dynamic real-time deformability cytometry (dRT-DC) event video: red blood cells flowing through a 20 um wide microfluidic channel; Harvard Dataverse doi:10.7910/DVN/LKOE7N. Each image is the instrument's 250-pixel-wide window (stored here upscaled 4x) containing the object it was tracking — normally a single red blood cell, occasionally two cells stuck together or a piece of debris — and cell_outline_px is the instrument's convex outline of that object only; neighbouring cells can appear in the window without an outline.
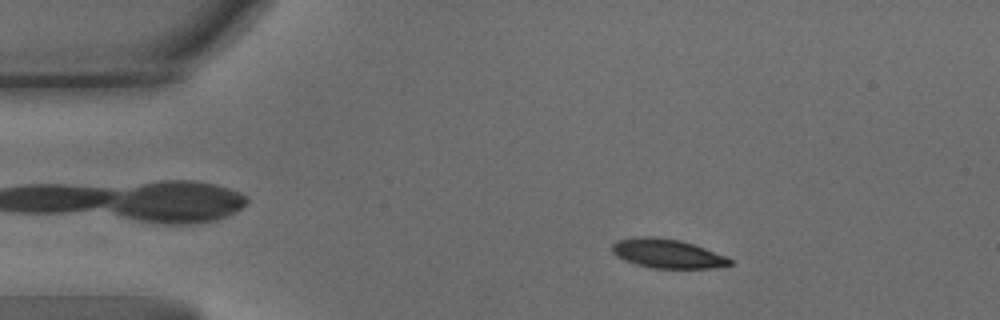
{"species": "common noctule bat (a hibernating species)", "species_latin": "Nyctalus noctula", "temperature_condition": "warm", "stored_images_in_passage": 62, "camera_frame_rate_fps": 3000, "um_per_image_px": 0.085, "animal": {"sex": "male", "body_mass_g": 15.6}, "frame": {"image": 1, "passage_image": 10, "time_ms": 3.0, "image_size_px": [1000, 320], "cell_outline_px": [[732, 264], [716, 268], [652, 268], [636, 264], [624, 260], [616, 256], [612, 252], [612, 244], [616, 240], [644, 236], [652, 236], [680, 240], [704, 248], [724, 256], [732, 260]], "centroid_in_image_um": [56.69, 21.55], "position_along_channel_um": 28.3, "area_um2": 19.83}}
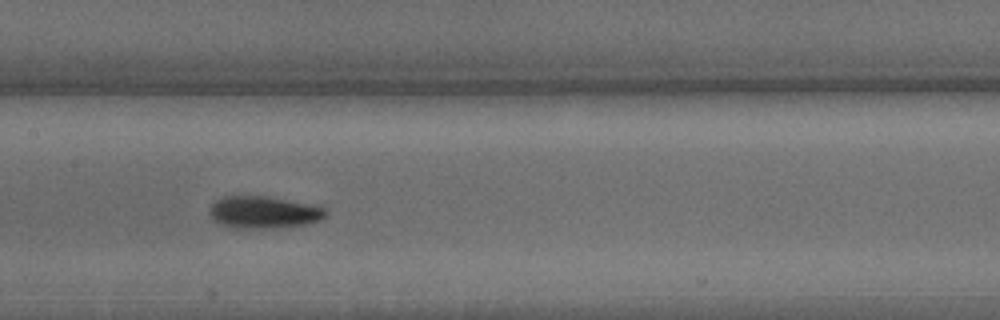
{"frame": {"image": 2, "passage_image": 30, "time_ms": 9.667, "image_size_px": [1000, 320], "cell_outline_px": [[328, 212], [320, 220], [308, 224], [276, 228], [236, 228], [220, 224], [208, 212], [212, 204], [216, 200], [224, 196], [268, 196], [324, 208]], "centroid_in_image_um": [22.39, 18.05], "position_along_channel_um": 185.0, "area_um2": 21.5}}
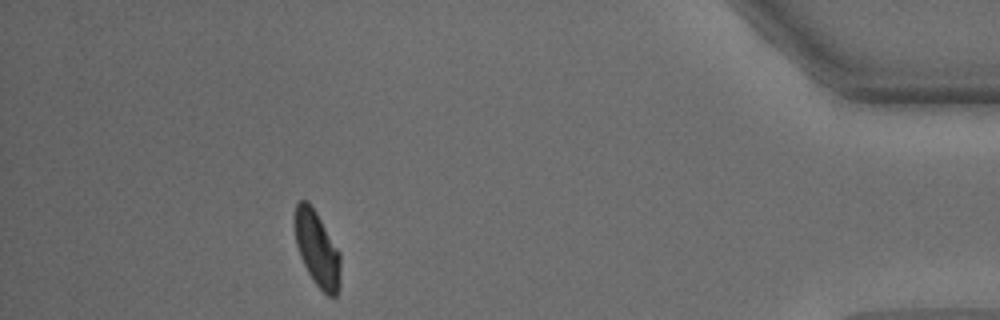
{"frame": {"image": 3, "passage_image": 56, "time_ms": 18.333, "image_size_px": [1000, 320], "cell_outline_px": [[340, 284], [336, 296], [328, 296], [316, 284], [308, 272], [300, 256], [296, 244], [292, 224], [292, 220], [296, 204], [300, 200], [308, 200], [316, 212], [340, 252]], "centroid_in_image_um": [26.92, 21.1], "position_along_channel_um": 408.3, "area_um2": 20.29}, "authors_computed_cell_mechanics": {"area_um2": 21.0392, "velocity_mm_per_s": 3.2027, "shape_relaxation_time_tau1_ms": 3.7692, "shape_relaxation_time_tau2_ms": 1.7798, "deformation_change_tau1": 0.1709, "deformation_change_tau2": 0.0644}}